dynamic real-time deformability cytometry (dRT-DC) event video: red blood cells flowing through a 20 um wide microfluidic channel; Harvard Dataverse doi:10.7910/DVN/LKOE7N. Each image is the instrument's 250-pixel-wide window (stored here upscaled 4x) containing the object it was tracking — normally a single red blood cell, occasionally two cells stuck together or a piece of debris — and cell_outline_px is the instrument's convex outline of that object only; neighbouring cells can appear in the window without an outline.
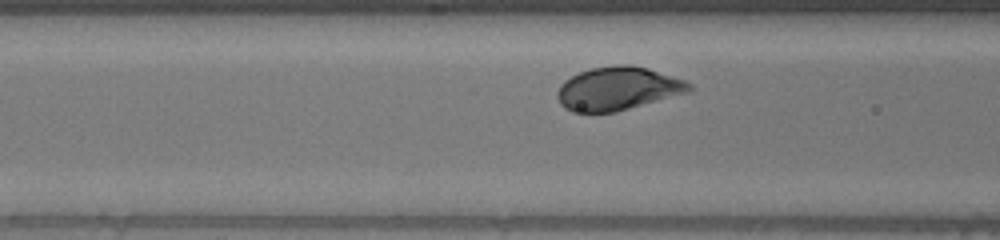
{"species": "human", "species_latin": "Homo sapiens", "temperature_condition": "warm", "stored_images_in_passage": 43, "camera_frame_rate_fps": 3000, "um_per_image_px": 0.085, "donor": {"sex": "male"}, "frame": {"image": 1, "passage_image": 20, "time_ms": 6.333, "image_size_px": [1000, 240], "cell_outline_px": [[692, 92], [616, 112], [572, 112], [564, 108], [560, 104], [556, 96], [556, 92], [560, 84], [564, 80], [580, 72], [592, 68], [616, 64], [628, 64], [648, 68], [684, 80], [692, 84]], "centroid_in_image_um": [52.52, 7.54], "position_along_channel_um": 114.1, "area_um2": 33.64}}
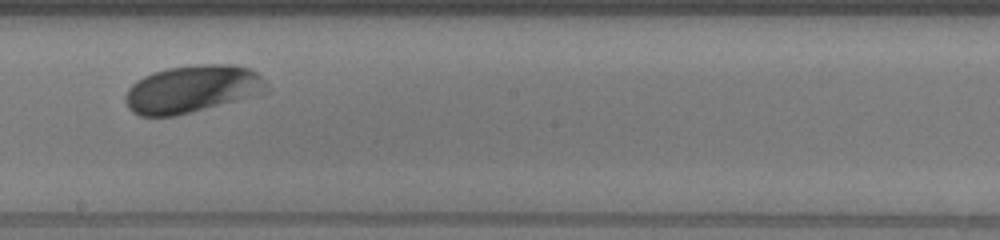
{"frame": {"image": 2, "passage_image": 30, "time_ms": 9.667, "image_size_px": [1000, 240], "cell_outline_px": [[272, 88], [268, 92], [256, 96], [176, 116], [140, 116], [132, 112], [128, 108], [124, 100], [124, 96], [128, 88], [136, 80], [152, 72], [168, 68], [192, 64], [232, 64], [252, 68]], "centroid_in_image_um": [16.37, 7.56], "position_along_channel_um": 231.8, "area_um2": 39.82}}
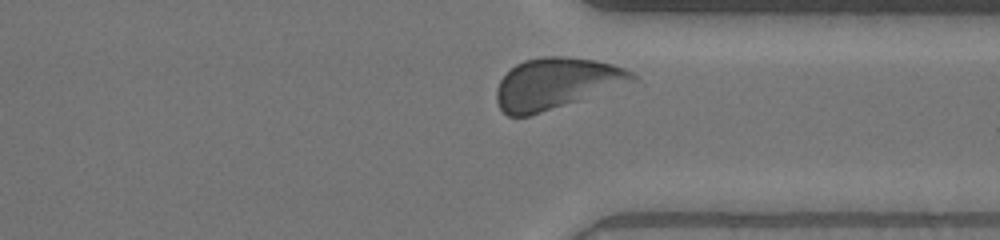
{"frame": {"image": 3, "passage_image": 41, "time_ms": 13.333, "image_size_px": [1000, 240], "cell_outline_px": [[640, 80], [528, 116], [508, 116], [500, 108], [496, 100], [496, 88], [500, 80], [516, 64], [524, 60], [544, 56], [560, 56], [596, 60], [612, 64], [624, 68], [632, 72]], "centroid_in_image_um": [47.27, 7.08], "position_along_channel_um": 364.1, "area_um2": 39.94}}